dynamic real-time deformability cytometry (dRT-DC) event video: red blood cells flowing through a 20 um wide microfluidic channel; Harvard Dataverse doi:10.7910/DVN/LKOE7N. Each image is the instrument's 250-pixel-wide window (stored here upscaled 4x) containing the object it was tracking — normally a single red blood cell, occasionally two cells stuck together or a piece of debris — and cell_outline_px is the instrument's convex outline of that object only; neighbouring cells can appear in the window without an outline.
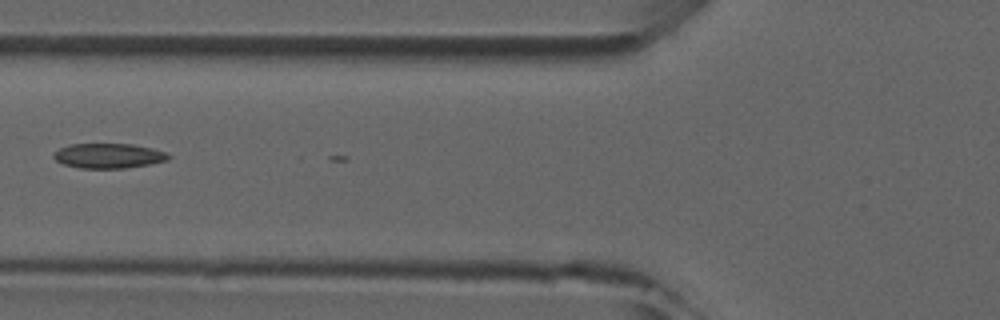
{"species": "common noctule bat (a hibernating species)", "species_latin": "Nyctalus noctula", "temperature_condition": "room temperature", "stored_images_in_passage": 2, "camera_frame_rate_fps": 3000, "um_per_image_px": 0.085, "animal": {"sex": "male", "forearm_length_mm": 52.5}, "frame": {"image": 1, "passage_image": 2, "time_ms": 1.0, "image_size_px": [1000, 320], "cell_outline_px": [[172, 156], [168, 160], [148, 164], [124, 168], [80, 168], [64, 164], [56, 160], [52, 156], [60, 148], [72, 144], [132, 144], [152, 148], [164, 152]], "centroid_in_image_um": [9.24, 13.24], "position_along_channel_um": 116.6, "area_um2": 16.42}}